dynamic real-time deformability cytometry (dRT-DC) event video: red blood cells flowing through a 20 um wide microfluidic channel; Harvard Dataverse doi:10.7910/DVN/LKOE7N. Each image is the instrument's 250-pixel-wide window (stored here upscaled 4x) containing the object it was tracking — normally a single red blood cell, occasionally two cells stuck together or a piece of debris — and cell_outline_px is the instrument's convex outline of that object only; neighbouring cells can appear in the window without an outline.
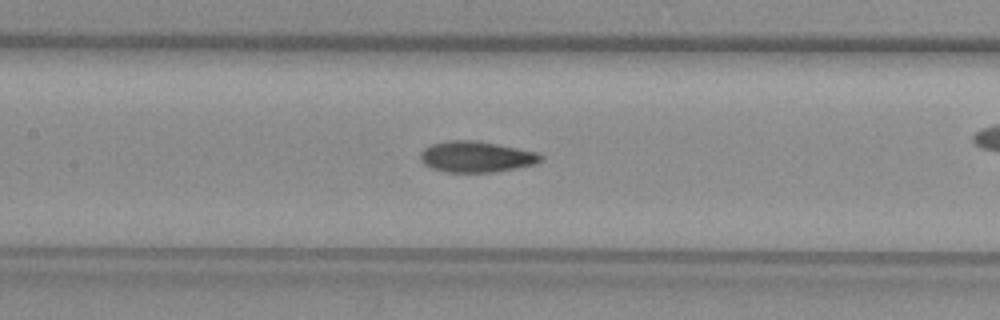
{"species": "common noctule bat (a hibernating species)", "species_latin": "Nyctalus noctula", "temperature_condition": "warm", "stored_images_in_passage": 37, "camera_frame_rate_fps": 3000, "um_per_image_px": 0.085, "animal": {"sex": "female", "body_mass_g": 29.2, "forearm_length_mm": 56.3}, "frame": {"image": 1, "passage_image": 16, "time_ms": 5.0, "image_size_px": [1000, 320], "cell_outline_px": [[544, 160], [536, 164], [516, 168], [492, 172], [448, 172], [432, 168], [424, 164], [420, 160], [420, 152], [424, 148], [432, 144], [452, 140], [468, 140], [496, 144], [536, 152], [544, 156]], "centroid_in_image_um": [40.49, 13.33], "position_along_channel_um": 166.9, "area_um2": 21.56}}